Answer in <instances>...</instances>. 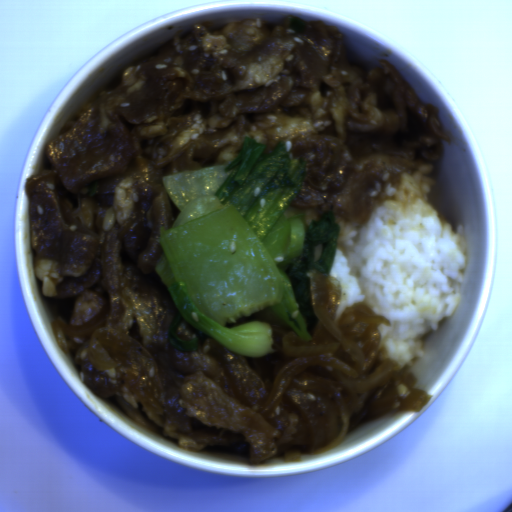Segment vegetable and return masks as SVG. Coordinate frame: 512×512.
I'll return each mask as SVG.
<instances>
[{"instance_id":"vegetable-1","label":"vegetable","mask_w":512,"mask_h":512,"mask_svg":"<svg viewBox=\"0 0 512 512\" xmlns=\"http://www.w3.org/2000/svg\"><path fill=\"white\" fill-rule=\"evenodd\" d=\"M266 148L244 135L227 164L161 176L180 211L171 228L159 225L164 254L154 268L177 308L167 328L174 349L187 353L212 339L250 358L277 353L269 322L225 327L266 308L313 339L319 319L306 272L330 276L342 224L330 209L309 224L303 212L286 217L308 160L291 157L286 139L263 155ZM181 317L199 330L192 340L176 335Z\"/></svg>"}]
</instances>
